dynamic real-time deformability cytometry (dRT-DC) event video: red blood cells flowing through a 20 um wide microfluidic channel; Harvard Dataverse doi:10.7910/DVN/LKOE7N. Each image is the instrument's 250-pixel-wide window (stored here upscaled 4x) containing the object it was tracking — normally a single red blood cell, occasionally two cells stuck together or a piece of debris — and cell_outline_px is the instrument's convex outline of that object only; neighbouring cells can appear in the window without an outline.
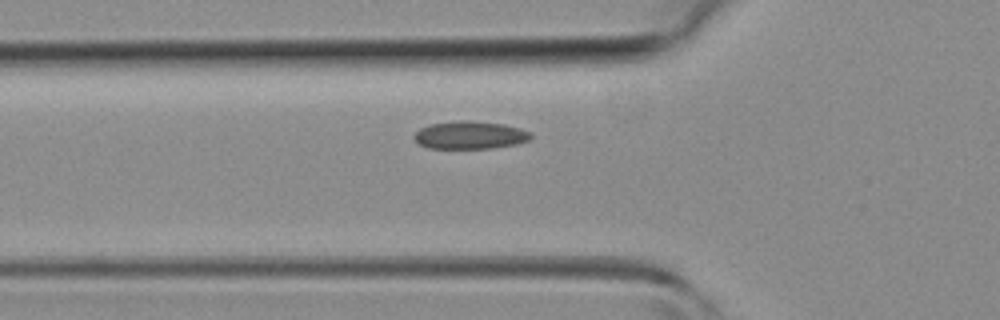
{"species": "common noctule bat (a hibernating species)", "species_latin": "Nyctalus noctula", "temperature_condition": "room temperature", "stored_images_in_passage": 31, "camera_frame_rate_fps": 3000, "um_per_image_px": 0.085, "animal": {"sex": "female", "body_mass_g": 19.3, "forearm_length_mm": 54.1}, "frame": {"image": 1, "passage_image": 8, "time_ms": 2.333, "image_size_px": [1000, 320], "cell_outline_px": [[532, 136], [528, 140], [516, 144], [492, 148], [428, 148], [420, 144], [412, 136], [420, 128], [428, 124], [460, 120], [464, 120], [504, 124], [520, 128], [528, 132]], "centroid_in_image_um": [39.92, 11.48], "position_along_channel_um": 85.9, "area_um2": 18.79}}
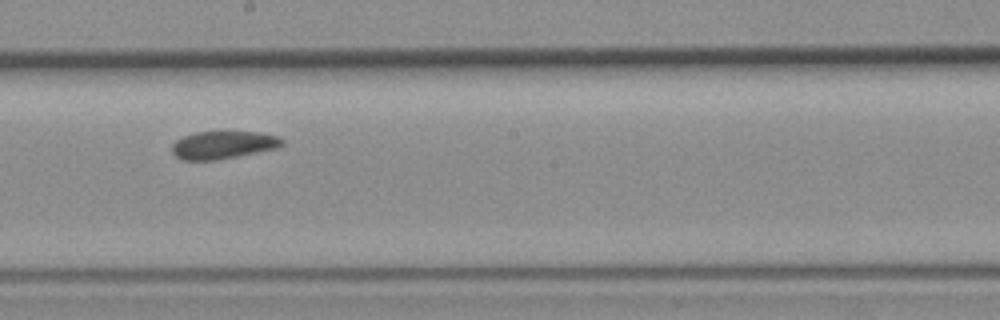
{"frame": {"image": 2, "passage_image": 17, "time_ms": 5.333, "image_size_px": [1000, 320], "cell_outline_px": [[284, 144], [276, 148], [216, 160], [184, 160], [176, 156], [172, 152], [172, 144], [176, 140], [184, 136], [196, 132], [260, 132], [280, 136], [284, 140]], "centroid_in_image_um": [18.98, 12.31], "position_along_channel_um": 229.2, "area_um2": 17.69}}
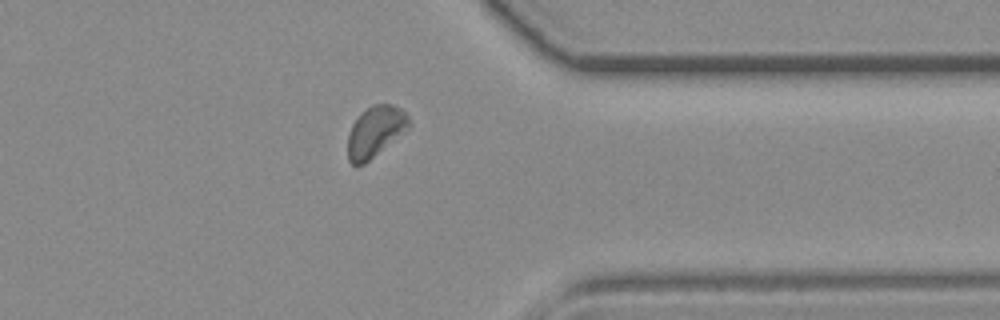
{"frame": {"image": 3, "passage_image": 27, "time_ms": 8.667, "image_size_px": [1000, 320], "cell_outline_px": [[408, 128], [364, 164], [356, 168], [348, 160], [348, 136], [352, 124], [360, 112], [372, 104], [392, 104], [400, 108], [408, 116]], "centroid_in_image_um": [31.85, 11.18], "position_along_channel_um": 379.6, "area_um2": 17.92}}